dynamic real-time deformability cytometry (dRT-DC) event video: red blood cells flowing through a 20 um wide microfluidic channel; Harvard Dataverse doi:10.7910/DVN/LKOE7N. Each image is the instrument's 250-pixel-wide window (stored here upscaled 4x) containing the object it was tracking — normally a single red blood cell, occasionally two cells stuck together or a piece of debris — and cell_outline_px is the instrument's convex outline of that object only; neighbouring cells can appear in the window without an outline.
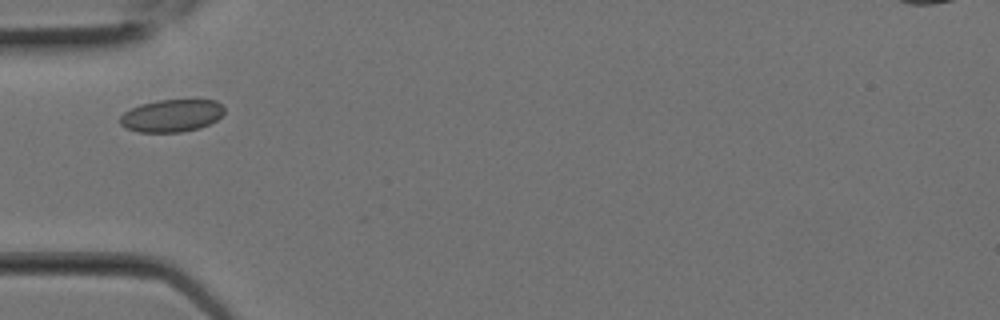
{"species": "Egyptian fruit bat (a non-hibernating species)", "species_latin": "Rousettus aegyptiacus", "temperature_condition": "room temperature", "stored_images_in_passage": 5, "camera_frame_rate_fps": 3000, "um_per_image_px": 0.085, "animal": {"sex": "female"}, "frame": {"image": 1, "passage_image": 4, "time_ms": 1.0, "image_size_px": [1000, 320], "cell_outline_px": [[224, 112], [216, 120], [200, 128], [180, 132], [136, 132], [124, 128], [120, 124], [120, 116], [124, 112], [140, 104], [160, 100], [192, 96], [216, 100], [224, 108]], "centroid_in_image_um": [14.62, 9.78], "position_along_channel_um": 70.4, "area_um2": 20.52}}